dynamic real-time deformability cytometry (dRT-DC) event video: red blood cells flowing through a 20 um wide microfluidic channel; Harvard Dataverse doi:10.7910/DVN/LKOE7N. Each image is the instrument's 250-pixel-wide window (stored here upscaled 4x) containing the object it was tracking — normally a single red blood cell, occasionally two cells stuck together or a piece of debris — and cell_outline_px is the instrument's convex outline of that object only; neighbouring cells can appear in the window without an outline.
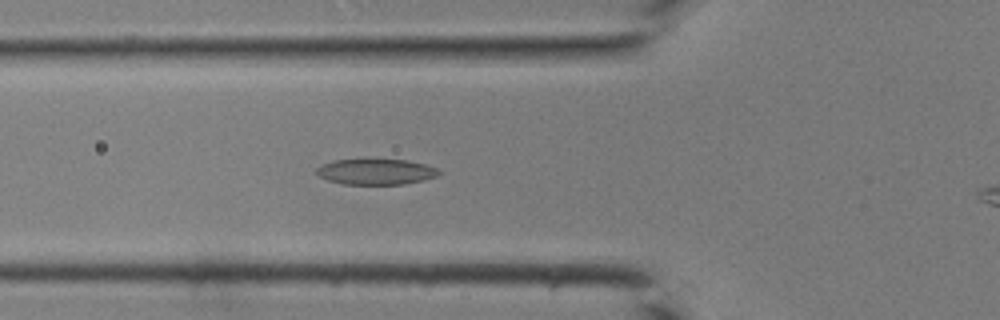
{"species": "common noctule bat (a hibernating species)", "species_latin": "Nyctalus noctula", "temperature_condition": "room temperature", "stored_images_in_passage": 30, "camera_frame_rate_fps": 3000, "um_per_image_px": 0.085, "animal": {"sex": "male", "body_mass_g": 19.0, "forearm_length_mm": 50.8}, "frame": {"image": 1, "passage_image": 8, "time_ms": 2.333, "image_size_px": [1000, 320], "cell_outline_px": [[440, 172], [436, 176], [424, 180], [404, 184], [344, 184], [328, 180], [320, 176], [316, 172], [316, 168], [332, 160], [408, 160], [424, 164], [436, 168]], "centroid_in_image_um": [31.95, 14.6], "position_along_channel_um": 93.8, "area_um2": 18.03}}
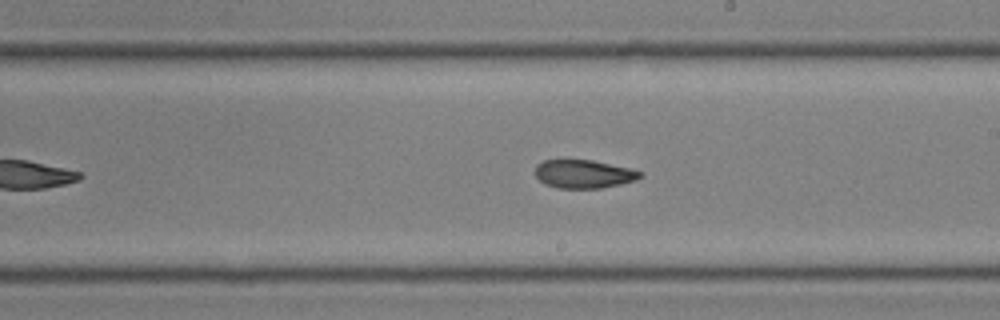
{"frame": {"image": 2, "passage_image": 17, "time_ms": 5.333, "image_size_px": [1000, 320], "cell_outline_px": [[644, 176], [636, 180], [620, 184], [600, 188], [556, 188], [544, 184], [536, 176], [536, 164], [544, 160], [592, 160], [632, 168], [644, 172]], "centroid_in_image_um": [49.66, 14.79], "position_along_channel_um": 239.3, "area_um2": 17.51}}
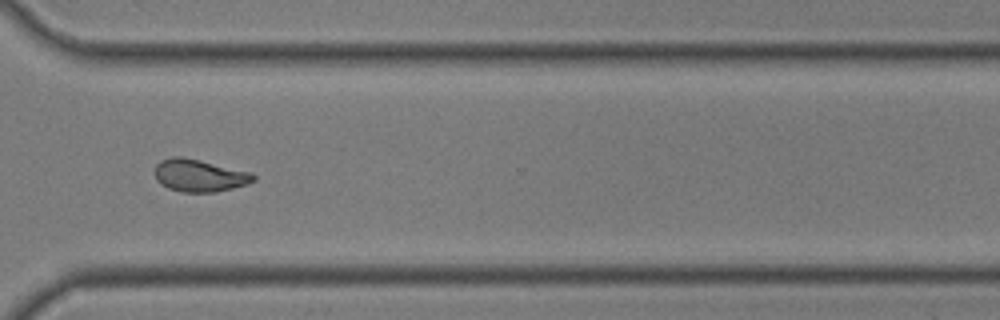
{"frame": {"image": 3, "passage_image": 24, "time_ms": 7.667, "image_size_px": [1000, 320], "cell_outline_px": [[256, 180], [232, 188], [216, 192], [184, 192], [168, 188], [160, 184], [156, 180], [156, 164], [160, 160], [172, 156], [180, 156], [200, 160], [252, 172], [256, 176]], "centroid_in_image_um": [16.94, 14.91], "position_along_channel_um": 353.7, "area_um2": 18.61}}